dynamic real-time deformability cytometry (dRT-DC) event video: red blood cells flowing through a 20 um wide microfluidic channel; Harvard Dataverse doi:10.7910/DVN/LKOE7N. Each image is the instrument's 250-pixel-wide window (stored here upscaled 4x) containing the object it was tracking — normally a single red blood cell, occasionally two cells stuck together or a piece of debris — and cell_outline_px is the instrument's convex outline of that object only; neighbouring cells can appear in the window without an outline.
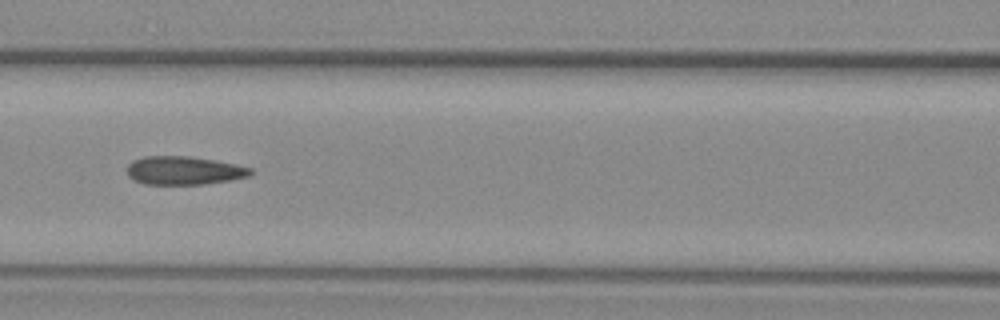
{"species": "common noctule bat (a hibernating species)", "species_latin": "Nyctalus noctula", "temperature_condition": "warm", "stored_images_in_passage": 5, "camera_frame_rate_fps": 3000, "um_per_image_px": 0.085, "animal": {"sex": "female", "body_mass_g": 29.2, "forearm_length_mm": 56.3}, "frame": {"image": 1, "passage_image": 3, "time_ms": 0.667, "image_size_px": [1000, 320], "cell_outline_px": [[252, 172], [248, 176], [228, 180], [204, 184], [144, 184], [132, 180], [128, 176], [128, 164], [132, 160], [144, 156], [188, 156], [212, 160], [252, 168]], "centroid_in_image_um": [15.56, 14.49], "position_along_channel_um": 151.0, "area_um2": 20.23}}